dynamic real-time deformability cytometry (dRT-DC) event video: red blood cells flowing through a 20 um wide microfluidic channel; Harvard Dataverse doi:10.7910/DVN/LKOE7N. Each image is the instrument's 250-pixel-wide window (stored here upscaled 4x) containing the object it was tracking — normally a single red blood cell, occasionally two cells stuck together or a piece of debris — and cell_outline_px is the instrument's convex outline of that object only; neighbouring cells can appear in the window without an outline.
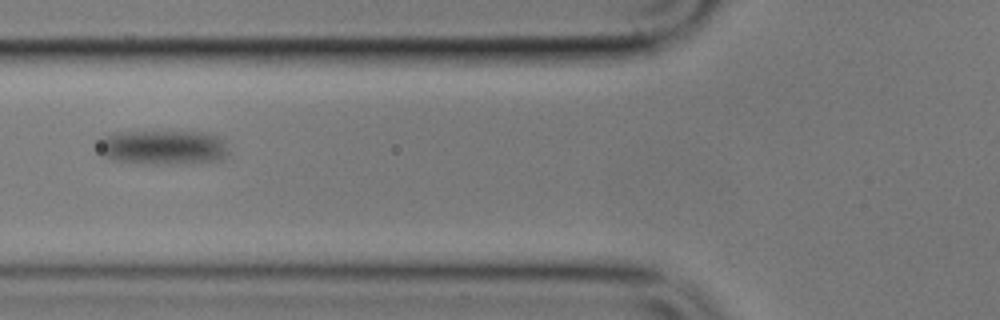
{"species": "common noctule bat (a hibernating species)", "species_latin": "Nyctalus noctula", "temperature_condition": "cold", "stored_images_in_passage": 5, "camera_frame_rate_fps": 3000, "um_per_image_px": 0.085, "animal": {"sex": "male", "body_mass_g": 17.9}, "frame": {"image": 1, "passage_image": 4, "time_ms": 3.333, "image_size_px": [1000, 320], "cell_outline_px": [[228, 156], [220, 160], [180, 164], [156, 164], [112, 160], [100, 156], [96, 152], [100, 140], [104, 136], [112, 132], [208, 132], [224, 140], [228, 152]], "centroid_in_image_um": [13.81, 12.53], "position_along_channel_um": 112.0, "area_um2": 26.59}}